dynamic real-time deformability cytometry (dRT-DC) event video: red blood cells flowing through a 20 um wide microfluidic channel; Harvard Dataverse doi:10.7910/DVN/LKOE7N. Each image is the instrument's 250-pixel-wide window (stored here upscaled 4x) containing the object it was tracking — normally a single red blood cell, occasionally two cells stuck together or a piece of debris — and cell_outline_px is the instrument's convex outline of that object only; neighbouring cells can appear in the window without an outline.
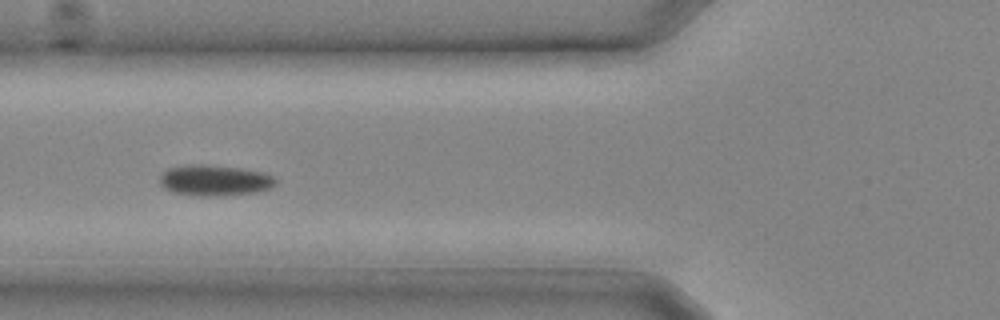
{"species": "common noctule bat (a hibernating species)", "species_latin": "Nyctalus noctula", "temperature_condition": "cold", "stored_images_in_passage": 13, "camera_frame_rate_fps": 3000, "um_per_image_px": 0.085, "animal": {"sex": "male", "body_mass_g": 20.4}, "frame": {"image": 1, "passage_image": 10, "time_ms": 3.0, "image_size_px": [1000, 320], "cell_outline_px": [[276, 184], [268, 188], [256, 192], [216, 196], [200, 196], [172, 192], [164, 188], [160, 184], [160, 176], [168, 168], [188, 164], [204, 164], [240, 168], [264, 172], [276, 176]], "centroid_in_image_um": [18.25, 15.32], "position_along_channel_um": 107.6, "area_um2": 20.92}}
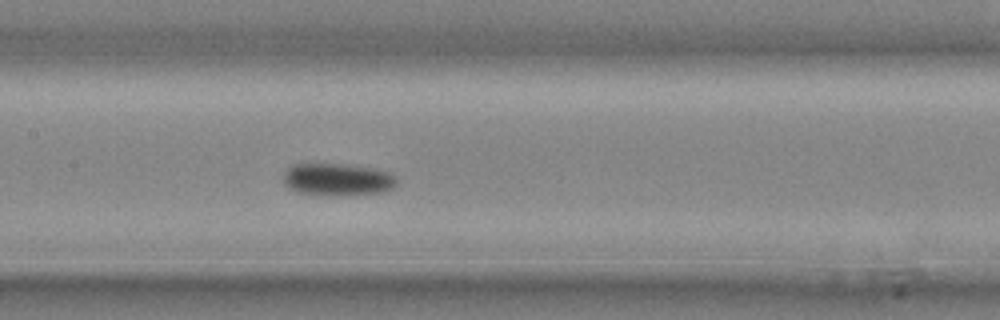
{"frame": {"image": 2, "passage_image": 13, "time_ms": 4.0, "image_size_px": [1000, 320], "cell_outline_px": [[396, 184], [392, 188], [380, 192], [332, 196], [300, 192], [288, 188], [284, 184], [284, 172], [292, 164], [344, 164], [372, 168], [392, 172], [396, 176]], "centroid_in_image_um": [28.69, 15.25], "position_along_channel_um": 178.7, "area_um2": 21.33}}